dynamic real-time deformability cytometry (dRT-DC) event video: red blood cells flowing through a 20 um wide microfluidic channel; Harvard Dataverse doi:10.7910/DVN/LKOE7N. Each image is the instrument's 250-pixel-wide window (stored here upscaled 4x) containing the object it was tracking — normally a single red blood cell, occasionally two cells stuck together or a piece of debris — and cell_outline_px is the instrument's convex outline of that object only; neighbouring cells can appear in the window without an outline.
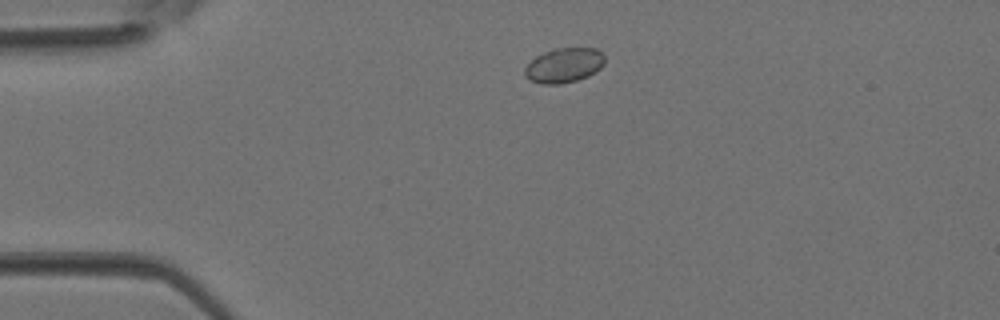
{"species": "Egyptian fruit bat (a non-hibernating species)", "species_latin": "Rousettus aegyptiacus", "temperature_condition": "room temperature", "stored_images_in_passage": 2, "camera_frame_rate_fps": 3000, "um_per_image_px": 0.085, "animal": {"sex": "female"}, "frame": {"image": 1, "passage_image": 1, "time_ms": 0.0, "image_size_px": [1000, 320], "cell_outline_px": [[604, 64], [596, 72], [588, 76], [576, 80], [560, 84], [540, 84], [524, 76], [524, 68], [536, 56], [544, 52], [556, 48], [596, 48], [604, 56]], "centroid_in_image_um": [47.94, 5.55], "position_along_channel_um": 37.1, "area_um2": 16.13}}